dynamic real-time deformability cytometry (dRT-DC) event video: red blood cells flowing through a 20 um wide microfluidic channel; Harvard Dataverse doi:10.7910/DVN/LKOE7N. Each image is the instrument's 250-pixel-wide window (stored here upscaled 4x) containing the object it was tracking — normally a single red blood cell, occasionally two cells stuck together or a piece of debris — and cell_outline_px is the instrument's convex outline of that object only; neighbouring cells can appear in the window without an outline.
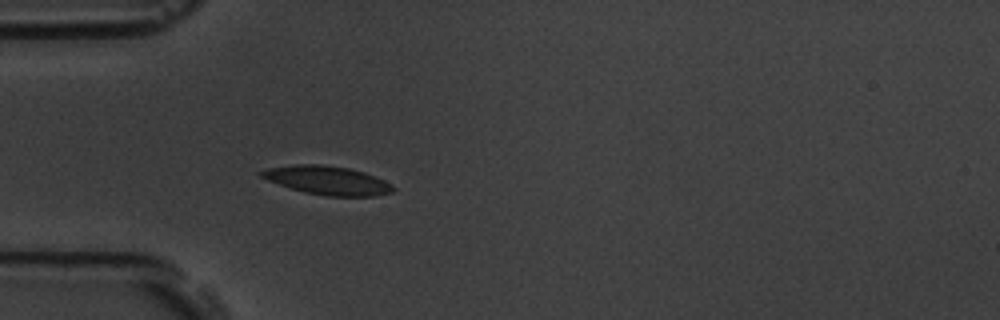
{"species": "common noctule bat (a hibernating species)", "species_latin": "Nyctalus noctula", "temperature_condition": "room temperature", "stored_images_in_passage": 5, "camera_frame_rate_fps": 3000, "um_per_image_px": 0.085, "animal": {"sex": "male", "body_mass_g": 19.5, "forearm_length_mm": 54.6}, "frame": {"image": 1, "passage_image": 5, "time_ms": 4.667, "image_size_px": [1000, 320], "cell_outline_px": [[396, 188], [392, 192], [376, 196], [328, 196], [304, 192], [268, 180], [260, 176], [260, 172], [268, 168], [296, 164], [320, 164], [348, 168], [364, 172], [384, 180], [392, 184]], "centroid_in_image_um": [27.87, 15.33], "position_along_channel_um": 57.1, "area_um2": 21.79}}